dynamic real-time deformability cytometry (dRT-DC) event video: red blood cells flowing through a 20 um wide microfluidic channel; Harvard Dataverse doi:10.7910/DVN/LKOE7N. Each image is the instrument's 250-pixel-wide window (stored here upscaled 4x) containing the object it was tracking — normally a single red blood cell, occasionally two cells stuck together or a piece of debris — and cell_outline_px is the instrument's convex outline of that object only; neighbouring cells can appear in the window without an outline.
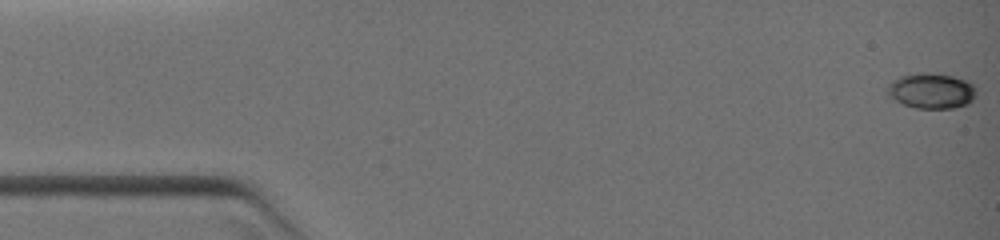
{"species": "common noctule bat (a hibernating species)", "species_latin": "Nyctalus noctula", "temperature_condition": "warm", "stored_images_in_passage": 32, "camera_frame_rate_fps": 3000, "um_per_image_px": 0.085, "animal": {"sex": "female", "body_mass_g": 19.0, "forearm_length_mm": 51.5}, "frame": {"image": 1, "passage_image": 1, "time_ms": 0.0, "image_size_px": [1000, 240], "cell_outline_px": [[976, 96], [968, 104], [952, 108], [916, 108], [904, 104], [896, 100], [888, 92], [888, 84], [892, 80], [900, 76], [924, 72], [928, 72], [952, 76], [968, 80], [976, 88]], "centroid_in_image_um": [79.21, 7.71], "position_along_channel_um": 5.8, "area_um2": 18.26}}
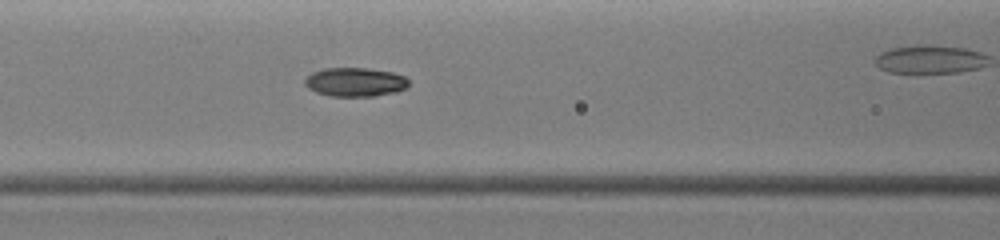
{"frame": {"image": 2, "passage_image": 18, "time_ms": 5.667, "image_size_px": [1000, 240], "cell_outline_px": [[408, 88], [396, 92], [372, 96], [328, 96], [316, 92], [308, 88], [304, 84], [304, 80], [312, 72], [324, 68], [368, 68], [392, 72], [404, 76], [408, 80]], "centroid_in_image_um": [30.18, 6.97], "position_along_channel_um": 136.4, "area_um2": 17.57}}
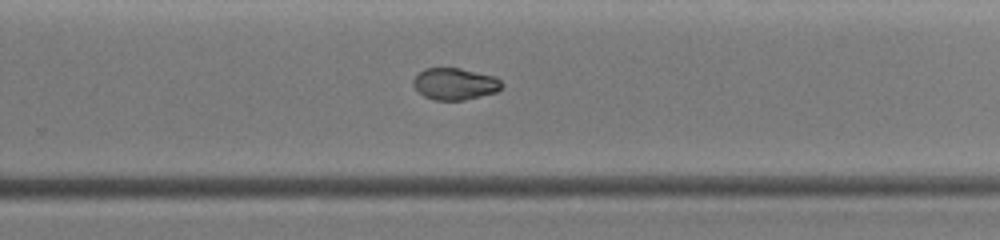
{"frame": {"image": 3, "passage_image": 28, "time_ms": 9.0, "image_size_px": [1000, 240], "cell_outline_px": [[504, 84], [496, 92], [480, 96], [460, 100], [436, 100], [424, 96], [412, 84], [412, 80], [424, 68], [460, 68], [496, 76]], "centroid_in_image_um": [38.67, 7.12], "position_along_channel_um": 291.1, "area_um2": 16.3}}